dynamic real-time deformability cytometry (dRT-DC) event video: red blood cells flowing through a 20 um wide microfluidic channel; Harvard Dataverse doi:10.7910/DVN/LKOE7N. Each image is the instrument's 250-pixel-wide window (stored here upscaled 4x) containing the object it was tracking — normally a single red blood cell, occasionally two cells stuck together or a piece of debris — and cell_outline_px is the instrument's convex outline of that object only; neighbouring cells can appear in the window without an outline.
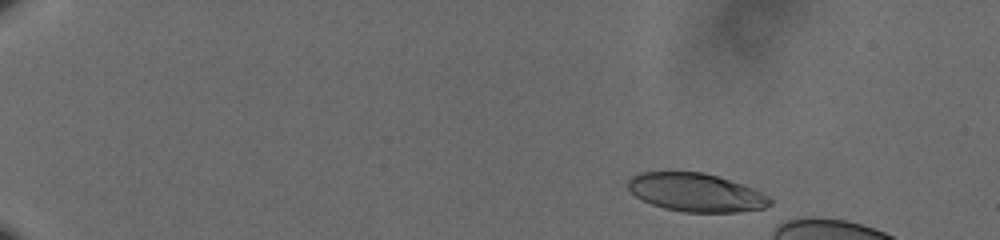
{"species": "human", "species_latin": "Homo sapiens", "temperature_condition": "cold", "stored_images_in_passage": 18, "camera_frame_rate_fps": 3000, "um_per_image_px": 0.085, "donor": {"sex": "male"}, "frame": {"image": 1, "passage_image": 6, "time_ms": 1.667, "image_size_px": [1000, 240], "cell_outline_px": [[772, 204], [764, 208], [736, 212], [684, 212], [664, 208], [652, 204], [636, 196], [628, 188], [628, 180], [632, 176], [640, 172], [704, 172], [752, 188], [768, 196], [772, 200]], "centroid_in_image_um": [59.15, 16.36], "position_along_channel_um": 25.9, "area_um2": 31.39}}